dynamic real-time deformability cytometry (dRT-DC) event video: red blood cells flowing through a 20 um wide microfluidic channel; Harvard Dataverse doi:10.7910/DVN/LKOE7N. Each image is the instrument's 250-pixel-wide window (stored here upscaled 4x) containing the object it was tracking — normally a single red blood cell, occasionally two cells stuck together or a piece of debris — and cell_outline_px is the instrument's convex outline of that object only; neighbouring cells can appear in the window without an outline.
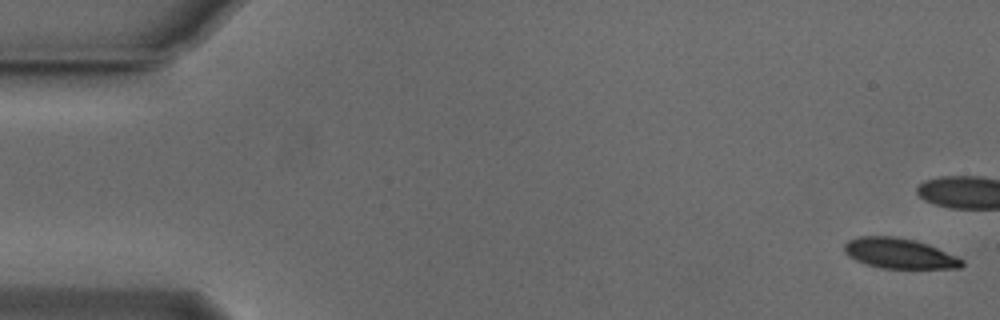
{"species": "Egyptian fruit bat (a non-hibernating species)", "species_latin": "Rousettus aegyptiacus", "temperature_condition": "cold", "stored_images_in_passage": 13, "camera_frame_rate_fps": 3000, "um_per_image_px": 0.085, "animal": {"sex": "male"}, "frame": {"image": 1, "passage_image": 1, "time_ms": 0.0, "image_size_px": [1000, 320], "cell_outline_px": [[964, 264], [960, 268], [880, 268], [856, 260], [848, 256], [844, 252], [844, 244], [848, 240], [860, 236], [892, 236], [916, 240], [928, 244], [956, 256], [964, 260]], "centroid_in_image_um": [76.44, 21.53], "position_along_channel_um": 8.6, "area_um2": 20.69}}